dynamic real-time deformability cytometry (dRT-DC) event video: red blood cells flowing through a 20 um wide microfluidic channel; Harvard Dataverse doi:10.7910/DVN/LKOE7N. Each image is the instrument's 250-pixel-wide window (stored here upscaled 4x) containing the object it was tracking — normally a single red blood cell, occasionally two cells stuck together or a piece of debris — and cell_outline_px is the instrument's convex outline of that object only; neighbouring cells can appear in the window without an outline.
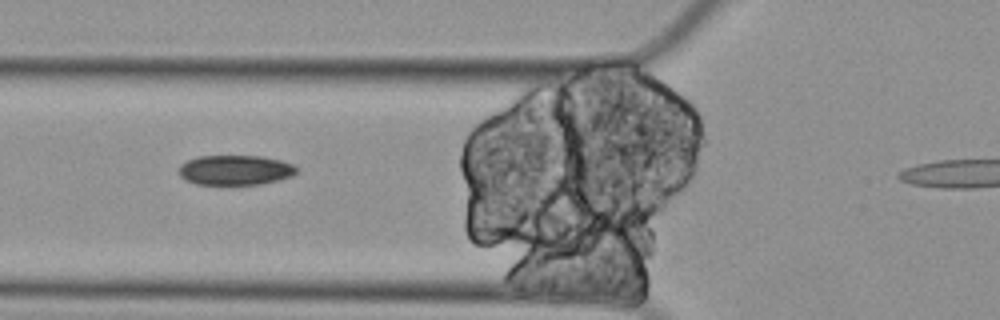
{"species": "Egyptian fruit bat (a non-hibernating species)", "species_latin": "Rousettus aegyptiacus", "temperature_condition": "cold", "stored_images_in_passage": 35, "camera_frame_rate_fps": 3000, "um_per_image_px": 0.085, "animal": {"sex": "female"}, "frame": {"image": 1, "passage_image": 5, "time_ms": 1.333, "image_size_px": [1000, 320], "cell_outline_px": [[300, 168], [292, 176], [280, 180], [260, 184], [196, 184], [184, 180], [180, 176], [180, 164], [196, 156], [264, 156], [280, 160], [292, 164]], "centroid_in_image_um": [20.01, 14.45], "position_along_channel_um": 105.8, "area_um2": 20.63}}
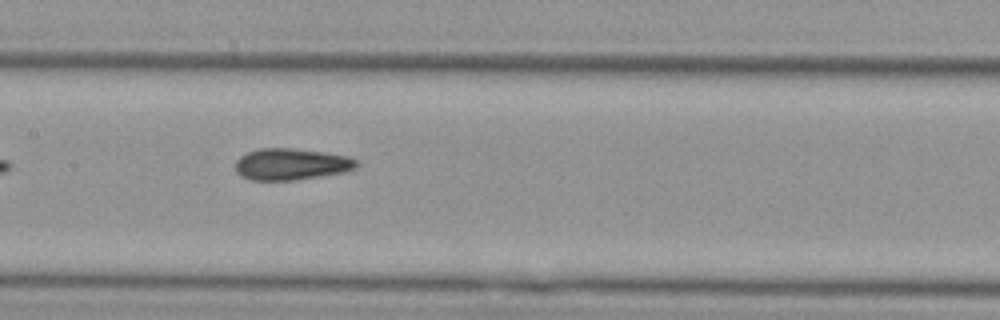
{"frame": {"image": 2, "passage_image": 12, "time_ms": 3.667, "image_size_px": [1000, 320], "cell_outline_px": [[360, 164], [356, 168], [344, 172], [320, 176], [292, 180], [252, 180], [240, 176], [236, 172], [236, 160], [240, 156], [248, 152], [260, 148], [288, 148], [324, 152], [348, 156], [356, 160]], "centroid_in_image_um": [24.75, 13.96], "position_along_channel_um": 182.6, "area_um2": 22.25}}
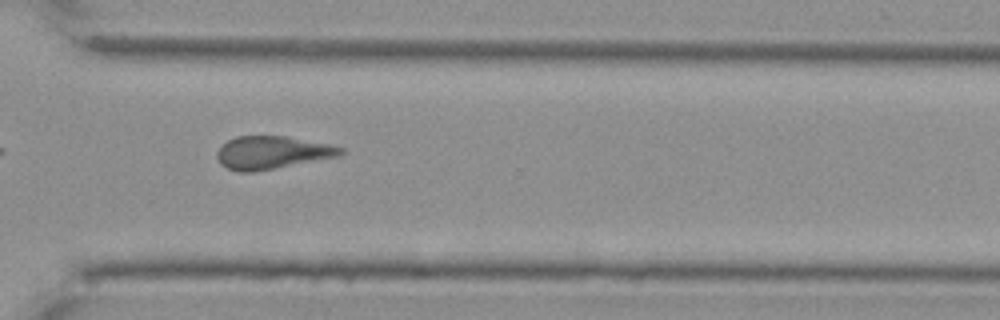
{"frame": {"image": 3, "passage_image": 27, "time_ms": 8.667, "image_size_px": [1000, 320], "cell_outline_px": [[344, 152], [340, 156], [252, 172], [240, 172], [228, 168], [220, 164], [216, 156], [216, 152], [228, 140], [236, 136], [284, 136], [332, 144], [344, 148]], "centroid_in_image_um": [23.14, 12.96], "position_along_channel_um": 347.5, "area_um2": 23.58}, "authors_computed_cell_mechanics": {"area_um2": 23.409, "velocity_mm_per_s": 3.2956, "shape_relaxation_time_tau1_ms": null, "shape_relaxation_time_tau2_ms": 6.4114, "deformation_change_tau1": null, "deformation_change_tau2": 0.0847}}